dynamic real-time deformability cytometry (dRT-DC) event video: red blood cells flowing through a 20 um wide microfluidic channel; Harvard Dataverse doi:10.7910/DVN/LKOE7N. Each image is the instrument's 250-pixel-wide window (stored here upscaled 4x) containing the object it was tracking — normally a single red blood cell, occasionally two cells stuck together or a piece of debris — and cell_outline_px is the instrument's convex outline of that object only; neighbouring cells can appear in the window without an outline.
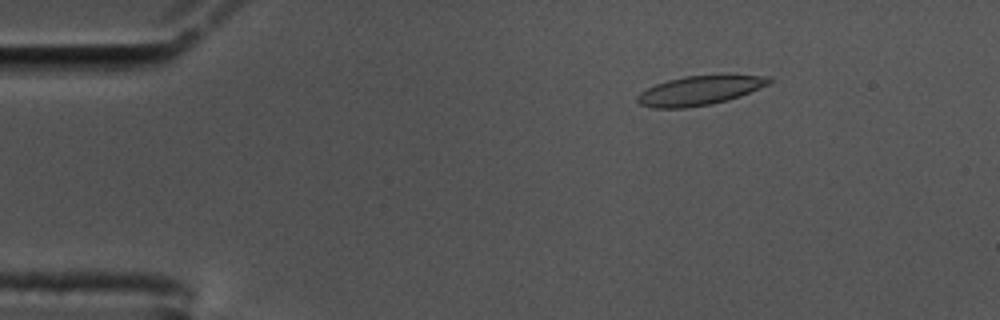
{"species": "common noctule bat (a hibernating species)", "species_latin": "Nyctalus noctula", "temperature_condition": "cold", "stored_images_in_passage": 50, "camera_frame_rate_fps": 3000, "um_per_image_px": 0.085, "animal": {"sex": "male", "body_mass_g": 17.5, "forearm_length_mm": 52.3}, "frame": {"image": 1, "passage_image": 1, "time_ms": 0.0, "image_size_px": [1000, 320], "cell_outline_px": [[776, 80], [768, 84], [740, 96], [728, 100], [712, 104], [688, 108], [652, 108], [640, 104], [636, 100], [636, 96], [640, 92], [656, 84], [668, 80], [684, 76], [724, 72], [772, 76]], "centroid_in_image_um": [59.57, 7.64], "position_along_channel_um": 25.4, "area_um2": 23.52}}
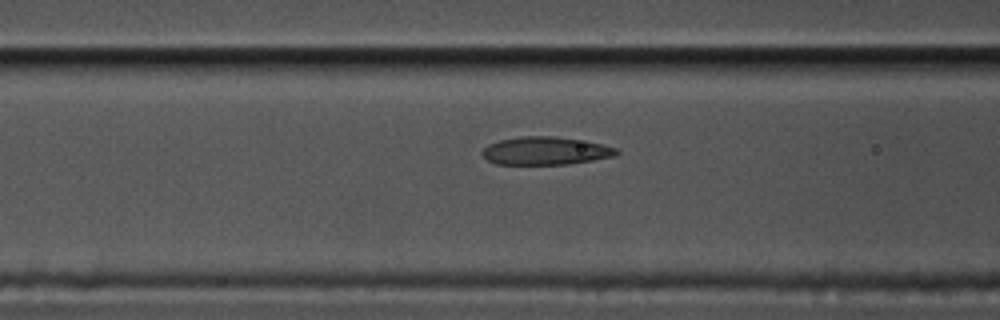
{"frame": {"image": 2, "passage_image": 15, "time_ms": 4.667, "image_size_px": [1000, 320], "cell_outline_px": [[620, 152], [616, 156], [568, 164], [496, 164], [488, 160], [480, 152], [488, 144], [500, 140], [520, 136], [552, 136], [600, 144], [616, 148]], "centroid_in_image_um": [46.33, 12.83], "position_along_channel_um": 120.3, "area_um2": 21.62}}
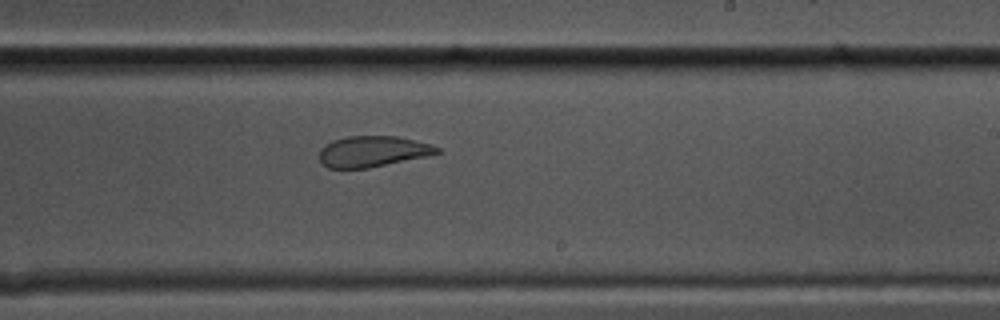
{"frame": {"image": 3, "passage_image": 27, "time_ms": 8.667, "image_size_px": [1000, 320], "cell_outline_px": [[440, 152], [424, 156], [368, 168], [328, 168], [320, 160], [320, 148], [324, 144], [332, 140], [344, 136], [396, 136], [432, 144], [440, 148]], "centroid_in_image_um": [31.64, 12.85], "position_along_channel_um": 257.4, "area_um2": 21.04}, "authors_computed_cell_mechanics": {"area_um2": 23.3223, "velocity_mm_per_s": 3.4314, "shape_relaxation_time_tau1_ms": null, "shape_relaxation_time_tau2_ms": 1.0641, "deformation_change_tau1": null, "deformation_change_tau2": 0.0749}}